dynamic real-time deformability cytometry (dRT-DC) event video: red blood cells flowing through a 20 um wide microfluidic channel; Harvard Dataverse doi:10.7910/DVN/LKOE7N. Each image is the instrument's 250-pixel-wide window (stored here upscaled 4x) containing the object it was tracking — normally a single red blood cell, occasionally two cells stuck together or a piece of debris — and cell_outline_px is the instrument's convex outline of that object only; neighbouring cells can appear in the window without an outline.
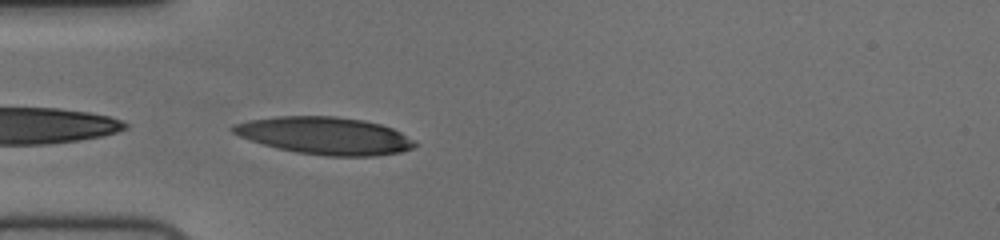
{"species": "human", "species_latin": "Homo sapiens", "temperature_condition": "cold", "stored_images_in_passage": 40, "camera_frame_rate_fps": 3000, "um_per_image_px": 0.085, "donor": {"sex": "female"}, "frame": {"image": 1, "passage_image": 1, "time_ms": 0.0, "image_size_px": [1000, 240], "cell_outline_px": [[416, 144], [412, 148], [400, 152], [376, 156], [324, 156], [296, 152], [276, 148], [240, 136], [232, 132], [228, 128], [232, 124], [248, 120], [276, 116], [336, 116], [364, 120], [380, 124], [392, 128], [416, 140]], "centroid_in_image_um": [27.61, 11.53], "position_along_channel_um": 57.4, "area_um2": 39.77}}
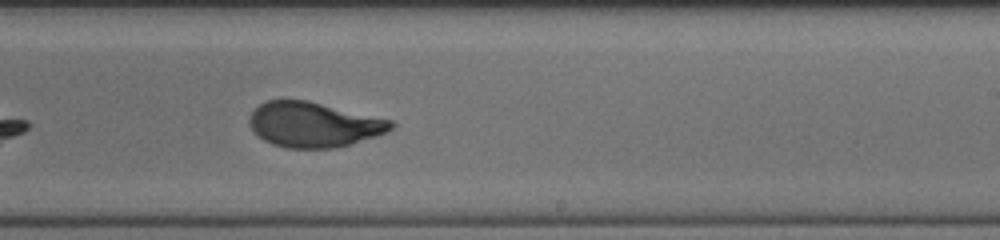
{"frame": {"image": 2, "passage_image": 18, "time_ms": 5.667, "image_size_px": [1000, 240], "cell_outline_px": [[396, 124], [388, 132], [352, 144], [336, 148], [284, 148], [272, 144], [256, 136], [248, 124], [248, 120], [252, 112], [264, 100], [308, 100], [392, 120]], "centroid_in_image_um": [26.65, 10.6], "position_along_channel_um": 262.4, "area_um2": 37.51}}
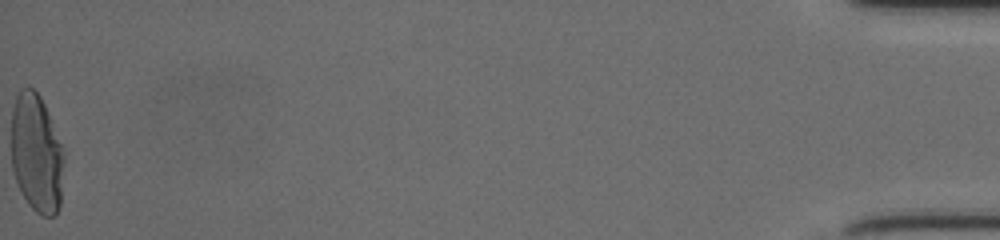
{"frame": {"image": 3, "passage_image": 40, "time_ms": 13.0, "image_size_px": [1000, 240], "cell_outline_px": [[64, 160], [60, 204], [56, 216], [40, 216], [28, 204], [16, 180], [12, 168], [12, 108], [16, 96], [20, 88], [28, 84], [40, 96], [44, 104], [60, 144], [64, 156]], "centroid_in_image_um": [3.09, 13.04], "position_along_channel_um": 432.1, "area_um2": 36.24}, "authors_computed_cell_mechanics": {"area_um2": 37.5122, "velocity_mm_per_s": 3.7251, "shape_relaxation_time_tau1_ms": 4.6916, "shape_relaxation_time_tau2_ms": 0.9717, "deformation_change_tau1": 0.2207, "deformation_change_tau2": 0.0689}}